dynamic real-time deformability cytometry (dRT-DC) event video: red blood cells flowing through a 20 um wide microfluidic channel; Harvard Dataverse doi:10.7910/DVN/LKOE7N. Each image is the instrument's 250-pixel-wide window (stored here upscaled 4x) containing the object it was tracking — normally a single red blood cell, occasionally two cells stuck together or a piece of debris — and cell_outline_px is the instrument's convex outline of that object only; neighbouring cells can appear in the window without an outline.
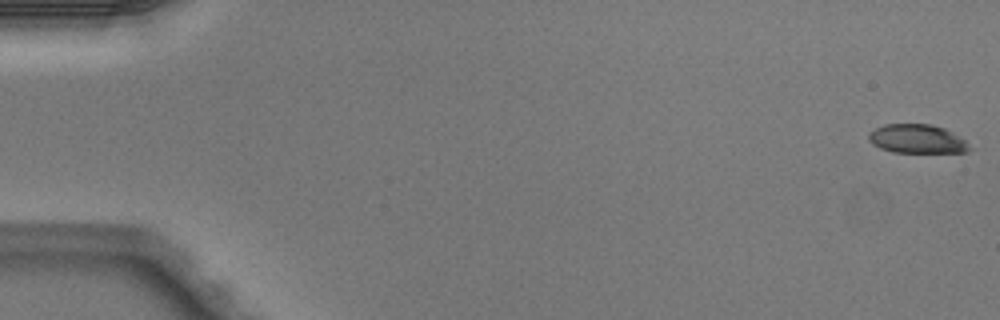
{"species": "Egyptian fruit bat (a non-hibernating species)", "species_latin": "Rousettus aegyptiacus", "temperature_condition": "warm", "stored_images_in_passage": 51, "camera_frame_rate_fps": 3000, "um_per_image_px": 0.085, "animal": {"sex": "male"}, "frame": {"image": 1, "passage_image": 1, "time_ms": 0.0, "image_size_px": [1000, 320], "cell_outline_px": [[972, 148], [968, 152], [892, 152], [880, 148], [872, 144], [868, 140], [868, 132], [884, 124], [932, 124], [944, 128], [952, 132], [964, 140]], "centroid_in_image_um": [77.93, 11.8], "position_along_channel_um": 7.1, "area_um2": 16.99}}
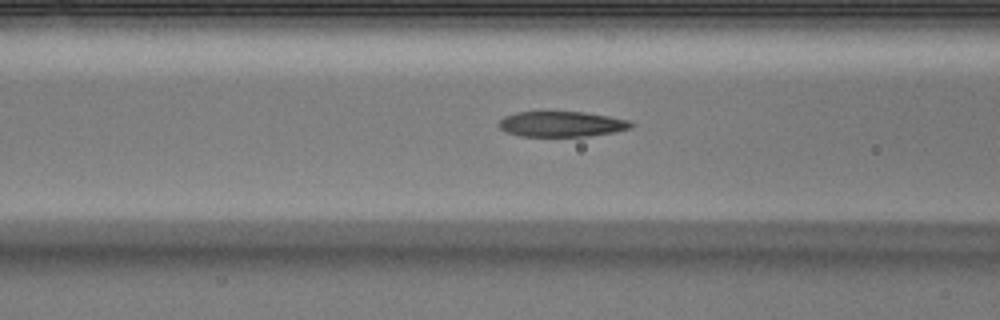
{"frame": {"image": 2, "passage_image": 21, "time_ms": 6.667, "image_size_px": [1000, 320], "cell_outline_px": [[636, 124], [632, 128], [616, 132], [588, 136], [520, 136], [508, 132], [500, 128], [500, 120], [504, 116], [516, 112], [584, 112], [632, 120]], "centroid_in_image_um": [47.82, 10.54], "position_along_channel_um": 118.8, "area_um2": 19.65}}
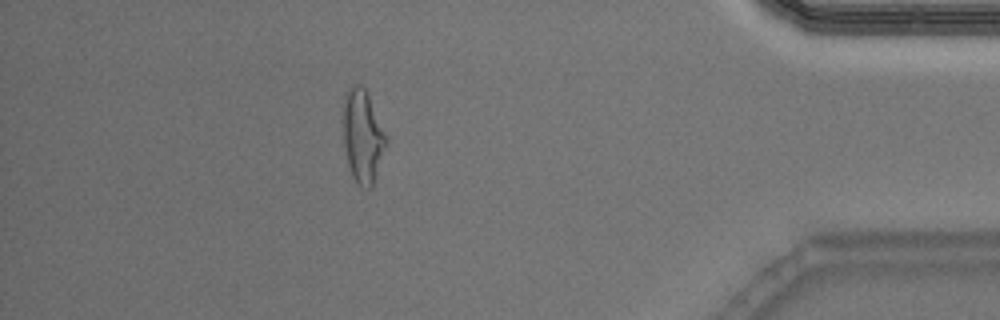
{"frame": {"image": 3, "passage_image": 45, "time_ms": 14.667, "image_size_px": [1000, 320], "cell_outline_px": [[388, 144], [372, 188], [364, 188], [352, 176], [348, 164], [344, 144], [344, 96], [348, 88], [352, 84], [360, 84], [368, 92], [388, 140]], "centroid_in_image_um": [30.85, 11.57], "position_along_channel_um": 404.3, "area_um2": 23.35}, "authors_computed_cell_mechanics": {"area_um2": 20.4612, "velocity_mm_per_s": 4.0784, "shape_relaxation_time_tau1_ms": 4.0247, "shape_relaxation_time_tau2_ms": 0.8687, "deformation_change_tau1": 0.2005, "deformation_change_tau2": 0.0944}}